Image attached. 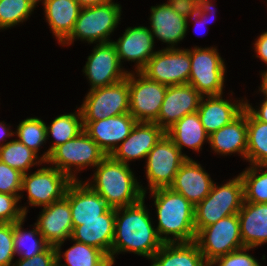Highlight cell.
Instances as JSON below:
<instances>
[{
	"mask_svg": "<svg viewBox=\"0 0 267 266\" xmlns=\"http://www.w3.org/2000/svg\"><path fill=\"white\" fill-rule=\"evenodd\" d=\"M217 51L214 47H194L190 50L191 68L188 84L205 98L223 94L226 68Z\"/></svg>",
	"mask_w": 267,
	"mask_h": 266,
	"instance_id": "cell-8",
	"label": "cell"
},
{
	"mask_svg": "<svg viewBox=\"0 0 267 266\" xmlns=\"http://www.w3.org/2000/svg\"><path fill=\"white\" fill-rule=\"evenodd\" d=\"M150 22L153 38L171 44L167 47L171 49L184 39L188 28V19L180 16L167 3L151 7Z\"/></svg>",
	"mask_w": 267,
	"mask_h": 266,
	"instance_id": "cell-24",
	"label": "cell"
},
{
	"mask_svg": "<svg viewBox=\"0 0 267 266\" xmlns=\"http://www.w3.org/2000/svg\"><path fill=\"white\" fill-rule=\"evenodd\" d=\"M17 139L29 149L38 153L40 146L47 140L46 124L37 117L26 118L17 126Z\"/></svg>",
	"mask_w": 267,
	"mask_h": 266,
	"instance_id": "cell-37",
	"label": "cell"
},
{
	"mask_svg": "<svg viewBox=\"0 0 267 266\" xmlns=\"http://www.w3.org/2000/svg\"><path fill=\"white\" fill-rule=\"evenodd\" d=\"M165 134L181 152L183 146L199 152L203 142L209 141V135L206 133L197 112L185 115L165 131Z\"/></svg>",
	"mask_w": 267,
	"mask_h": 266,
	"instance_id": "cell-29",
	"label": "cell"
},
{
	"mask_svg": "<svg viewBox=\"0 0 267 266\" xmlns=\"http://www.w3.org/2000/svg\"><path fill=\"white\" fill-rule=\"evenodd\" d=\"M212 3L210 0H197V12L205 13L206 15L210 12H214L212 9ZM214 14V13H213ZM207 19V16H206Z\"/></svg>",
	"mask_w": 267,
	"mask_h": 266,
	"instance_id": "cell-46",
	"label": "cell"
},
{
	"mask_svg": "<svg viewBox=\"0 0 267 266\" xmlns=\"http://www.w3.org/2000/svg\"><path fill=\"white\" fill-rule=\"evenodd\" d=\"M112 43L116 47L120 64L124 59L135 61L137 63L136 71H140L157 52L153 51L155 42L151 30L144 26L127 28L123 36Z\"/></svg>",
	"mask_w": 267,
	"mask_h": 266,
	"instance_id": "cell-20",
	"label": "cell"
},
{
	"mask_svg": "<svg viewBox=\"0 0 267 266\" xmlns=\"http://www.w3.org/2000/svg\"><path fill=\"white\" fill-rule=\"evenodd\" d=\"M121 66L116 47L112 42L97 44L92 54L88 56L83 71L89 79L90 90L124 80L128 71L123 70Z\"/></svg>",
	"mask_w": 267,
	"mask_h": 266,
	"instance_id": "cell-14",
	"label": "cell"
},
{
	"mask_svg": "<svg viewBox=\"0 0 267 266\" xmlns=\"http://www.w3.org/2000/svg\"><path fill=\"white\" fill-rule=\"evenodd\" d=\"M256 57H259L267 64V31L262 33L254 43ZM267 74V70L262 74Z\"/></svg>",
	"mask_w": 267,
	"mask_h": 266,
	"instance_id": "cell-45",
	"label": "cell"
},
{
	"mask_svg": "<svg viewBox=\"0 0 267 266\" xmlns=\"http://www.w3.org/2000/svg\"><path fill=\"white\" fill-rule=\"evenodd\" d=\"M190 159L165 134L146 157V176L150 191L168 188L181 165Z\"/></svg>",
	"mask_w": 267,
	"mask_h": 266,
	"instance_id": "cell-10",
	"label": "cell"
},
{
	"mask_svg": "<svg viewBox=\"0 0 267 266\" xmlns=\"http://www.w3.org/2000/svg\"><path fill=\"white\" fill-rule=\"evenodd\" d=\"M261 86L267 91V74L262 76V84Z\"/></svg>",
	"mask_w": 267,
	"mask_h": 266,
	"instance_id": "cell-51",
	"label": "cell"
},
{
	"mask_svg": "<svg viewBox=\"0 0 267 266\" xmlns=\"http://www.w3.org/2000/svg\"><path fill=\"white\" fill-rule=\"evenodd\" d=\"M263 168L267 165H251L239 174L244 184L245 202L267 203V170Z\"/></svg>",
	"mask_w": 267,
	"mask_h": 266,
	"instance_id": "cell-33",
	"label": "cell"
},
{
	"mask_svg": "<svg viewBox=\"0 0 267 266\" xmlns=\"http://www.w3.org/2000/svg\"><path fill=\"white\" fill-rule=\"evenodd\" d=\"M136 122L130 113H124L98 121H83V125L89 137L109 156L130 134Z\"/></svg>",
	"mask_w": 267,
	"mask_h": 266,
	"instance_id": "cell-16",
	"label": "cell"
},
{
	"mask_svg": "<svg viewBox=\"0 0 267 266\" xmlns=\"http://www.w3.org/2000/svg\"><path fill=\"white\" fill-rule=\"evenodd\" d=\"M213 182L202 166L190 158L181 165L170 188L196 206L210 193Z\"/></svg>",
	"mask_w": 267,
	"mask_h": 266,
	"instance_id": "cell-21",
	"label": "cell"
},
{
	"mask_svg": "<svg viewBox=\"0 0 267 266\" xmlns=\"http://www.w3.org/2000/svg\"><path fill=\"white\" fill-rule=\"evenodd\" d=\"M151 266H209L195 242L163 243Z\"/></svg>",
	"mask_w": 267,
	"mask_h": 266,
	"instance_id": "cell-28",
	"label": "cell"
},
{
	"mask_svg": "<svg viewBox=\"0 0 267 266\" xmlns=\"http://www.w3.org/2000/svg\"><path fill=\"white\" fill-rule=\"evenodd\" d=\"M129 72V113L137 122H155L158 118L167 85L147 78L140 71Z\"/></svg>",
	"mask_w": 267,
	"mask_h": 266,
	"instance_id": "cell-12",
	"label": "cell"
},
{
	"mask_svg": "<svg viewBox=\"0 0 267 266\" xmlns=\"http://www.w3.org/2000/svg\"><path fill=\"white\" fill-rule=\"evenodd\" d=\"M22 175L19 170L0 161V192L21 196Z\"/></svg>",
	"mask_w": 267,
	"mask_h": 266,
	"instance_id": "cell-39",
	"label": "cell"
},
{
	"mask_svg": "<svg viewBox=\"0 0 267 266\" xmlns=\"http://www.w3.org/2000/svg\"><path fill=\"white\" fill-rule=\"evenodd\" d=\"M38 0H0V29L13 27L27 20Z\"/></svg>",
	"mask_w": 267,
	"mask_h": 266,
	"instance_id": "cell-36",
	"label": "cell"
},
{
	"mask_svg": "<svg viewBox=\"0 0 267 266\" xmlns=\"http://www.w3.org/2000/svg\"><path fill=\"white\" fill-rule=\"evenodd\" d=\"M238 218L244 247L255 248L267 243V203L244 201Z\"/></svg>",
	"mask_w": 267,
	"mask_h": 266,
	"instance_id": "cell-25",
	"label": "cell"
},
{
	"mask_svg": "<svg viewBox=\"0 0 267 266\" xmlns=\"http://www.w3.org/2000/svg\"><path fill=\"white\" fill-rule=\"evenodd\" d=\"M93 184L85 182L93 191L105 199L110 208H122L140 202L146 194L139 185L129 164L106 156L97 166Z\"/></svg>",
	"mask_w": 267,
	"mask_h": 266,
	"instance_id": "cell-3",
	"label": "cell"
},
{
	"mask_svg": "<svg viewBox=\"0 0 267 266\" xmlns=\"http://www.w3.org/2000/svg\"><path fill=\"white\" fill-rule=\"evenodd\" d=\"M215 184L194 208L196 233L226 216L238 214L242 208L244 184L240 175L219 187Z\"/></svg>",
	"mask_w": 267,
	"mask_h": 266,
	"instance_id": "cell-4",
	"label": "cell"
},
{
	"mask_svg": "<svg viewBox=\"0 0 267 266\" xmlns=\"http://www.w3.org/2000/svg\"><path fill=\"white\" fill-rule=\"evenodd\" d=\"M167 4L188 20L197 12V0H169Z\"/></svg>",
	"mask_w": 267,
	"mask_h": 266,
	"instance_id": "cell-43",
	"label": "cell"
},
{
	"mask_svg": "<svg viewBox=\"0 0 267 266\" xmlns=\"http://www.w3.org/2000/svg\"><path fill=\"white\" fill-rule=\"evenodd\" d=\"M245 102L231 103L222 95L202 97L197 110L199 119L208 135L236 119L244 110Z\"/></svg>",
	"mask_w": 267,
	"mask_h": 266,
	"instance_id": "cell-23",
	"label": "cell"
},
{
	"mask_svg": "<svg viewBox=\"0 0 267 266\" xmlns=\"http://www.w3.org/2000/svg\"><path fill=\"white\" fill-rule=\"evenodd\" d=\"M38 158L37 153L17 139L0 144V161L19 170L23 174L27 173L30 167L38 163H46L41 157L40 159Z\"/></svg>",
	"mask_w": 267,
	"mask_h": 266,
	"instance_id": "cell-32",
	"label": "cell"
},
{
	"mask_svg": "<svg viewBox=\"0 0 267 266\" xmlns=\"http://www.w3.org/2000/svg\"><path fill=\"white\" fill-rule=\"evenodd\" d=\"M165 135L155 122H136L130 134L110 155L115 161L128 164L130 160L147 157L150 150Z\"/></svg>",
	"mask_w": 267,
	"mask_h": 266,
	"instance_id": "cell-18",
	"label": "cell"
},
{
	"mask_svg": "<svg viewBox=\"0 0 267 266\" xmlns=\"http://www.w3.org/2000/svg\"><path fill=\"white\" fill-rule=\"evenodd\" d=\"M111 0H77V2L80 4V6L83 7H89L93 5H101L110 2Z\"/></svg>",
	"mask_w": 267,
	"mask_h": 266,
	"instance_id": "cell-47",
	"label": "cell"
},
{
	"mask_svg": "<svg viewBox=\"0 0 267 266\" xmlns=\"http://www.w3.org/2000/svg\"><path fill=\"white\" fill-rule=\"evenodd\" d=\"M63 253L66 264L60 266H112L109 257L100 249L75 241Z\"/></svg>",
	"mask_w": 267,
	"mask_h": 266,
	"instance_id": "cell-34",
	"label": "cell"
},
{
	"mask_svg": "<svg viewBox=\"0 0 267 266\" xmlns=\"http://www.w3.org/2000/svg\"><path fill=\"white\" fill-rule=\"evenodd\" d=\"M260 91L263 92L265 99L259 107L255 110L248 102L245 101V108L259 121L267 123V91L261 86Z\"/></svg>",
	"mask_w": 267,
	"mask_h": 266,
	"instance_id": "cell-44",
	"label": "cell"
},
{
	"mask_svg": "<svg viewBox=\"0 0 267 266\" xmlns=\"http://www.w3.org/2000/svg\"><path fill=\"white\" fill-rule=\"evenodd\" d=\"M20 198L21 196L0 192V223H16L26 218V206H17Z\"/></svg>",
	"mask_w": 267,
	"mask_h": 266,
	"instance_id": "cell-38",
	"label": "cell"
},
{
	"mask_svg": "<svg viewBox=\"0 0 267 266\" xmlns=\"http://www.w3.org/2000/svg\"><path fill=\"white\" fill-rule=\"evenodd\" d=\"M145 196L134 205L115 209L114 239L111 248L112 266L116 253L132 251L151 259L163 244L152 226L150 214L144 205Z\"/></svg>",
	"mask_w": 267,
	"mask_h": 266,
	"instance_id": "cell-1",
	"label": "cell"
},
{
	"mask_svg": "<svg viewBox=\"0 0 267 266\" xmlns=\"http://www.w3.org/2000/svg\"><path fill=\"white\" fill-rule=\"evenodd\" d=\"M17 263L11 266H54L57 263L55 247L49 245L44 251L29 259L19 258Z\"/></svg>",
	"mask_w": 267,
	"mask_h": 266,
	"instance_id": "cell-42",
	"label": "cell"
},
{
	"mask_svg": "<svg viewBox=\"0 0 267 266\" xmlns=\"http://www.w3.org/2000/svg\"><path fill=\"white\" fill-rule=\"evenodd\" d=\"M121 17L120 4L112 2L83 7L76 20L71 35L62 43L70 45L75 39L88 43H109V35L119 24Z\"/></svg>",
	"mask_w": 267,
	"mask_h": 266,
	"instance_id": "cell-5",
	"label": "cell"
},
{
	"mask_svg": "<svg viewBox=\"0 0 267 266\" xmlns=\"http://www.w3.org/2000/svg\"><path fill=\"white\" fill-rule=\"evenodd\" d=\"M206 14L205 13H199V12H196V14L195 15H193L191 18L192 19H195L196 20V22H198V25L200 24V25H202L203 24V22L206 24V21H205V19H206ZM199 19H201L200 21H199ZM204 20V21H203ZM207 20V19H206ZM203 21V22H202ZM202 23V24H201ZM203 26V25H202Z\"/></svg>",
	"mask_w": 267,
	"mask_h": 266,
	"instance_id": "cell-49",
	"label": "cell"
},
{
	"mask_svg": "<svg viewBox=\"0 0 267 266\" xmlns=\"http://www.w3.org/2000/svg\"><path fill=\"white\" fill-rule=\"evenodd\" d=\"M202 95L190 84L170 85L155 123L167 131L185 115L196 113Z\"/></svg>",
	"mask_w": 267,
	"mask_h": 266,
	"instance_id": "cell-15",
	"label": "cell"
},
{
	"mask_svg": "<svg viewBox=\"0 0 267 266\" xmlns=\"http://www.w3.org/2000/svg\"><path fill=\"white\" fill-rule=\"evenodd\" d=\"M36 225L44 240L52 246H60L71 238L73 222L68 199H62L43 207Z\"/></svg>",
	"mask_w": 267,
	"mask_h": 266,
	"instance_id": "cell-17",
	"label": "cell"
},
{
	"mask_svg": "<svg viewBox=\"0 0 267 266\" xmlns=\"http://www.w3.org/2000/svg\"><path fill=\"white\" fill-rule=\"evenodd\" d=\"M209 143L221 155L240 153L246 159L247 152V109L232 122L209 135Z\"/></svg>",
	"mask_w": 267,
	"mask_h": 266,
	"instance_id": "cell-26",
	"label": "cell"
},
{
	"mask_svg": "<svg viewBox=\"0 0 267 266\" xmlns=\"http://www.w3.org/2000/svg\"><path fill=\"white\" fill-rule=\"evenodd\" d=\"M190 68V49L164 48L157 51L140 72L155 82L170 86L188 84Z\"/></svg>",
	"mask_w": 267,
	"mask_h": 266,
	"instance_id": "cell-11",
	"label": "cell"
},
{
	"mask_svg": "<svg viewBox=\"0 0 267 266\" xmlns=\"http://www.w3.org/2000/svg\"><path fill=\"white\" fill-rule=\"evenodd\" d=\"M157 211L158 237L163 243H189L194 242L195 206L183 195L170 187L151 191ZM165 235V236H163ZM168 235L173 236L167 237Z\"/></svg>",
	"mask_w": 267,
	"mask_h": 266,
	"instance_id": "cell-2",
	"label": "cell"
},
{
	"mask_svg": "<svg viewBox=\"0 0 267 266\" xmlns=\"http://www.w3.org/2000/svg\"><path fill=\"white\" fill-rule=\"evenodd\" d=\"M107 155L98 146V144L82 131L78 136L64 144L56 147L46 161L54 165L56 169L62 171L72 180H78L72 168L75 166L76 171H80L84 167H96Z\"/></svg>",
	"mask_w": 267,
	"mask_h": 266,
	"instance_id": "cell-6",
	"label": "cell"
},
{
	"mask_svg": "<svg viewBox=\"0 0 267 266\" xmlns=\"http://www.w3.org/2000/svg\"><path fill=\"white\" fill-rule=\"evenodd\" d=\"M115 209L109 208L103 219L82 221L73 227L71 240L102 250L111 262V248L114 239Z\"/></svg>",
	"mask_w": 267,
	"mask_h": 266,
	"instance_id": "cell-22",
	"label": "cell"
},
{
	"mask_svg": "<svg viewBox=\"0 0 267 266\" xmlns=\"http://www.w3.org/2000/svg\"><path fill=\"white\" fill-rule=\"evenodd\" d=\"M249 247H243L236 251H232L226 255L220 256L214 259L209 266H261L257 260L246 251H249Z\"/></svg>",
	"mask_w": 267,
	"mask_h": 266,
	"instance_id": "cell-41",
	"label": "cell"
},
{
	"mask_svg": "<svg viewBox=\"0 0 267 266\" xmlns=\"http://www.w3.org/2000/svg\"><path fill=\"white\" fill-rule=\"evenodd\" d=\"M14 256V223H0V266H11Z\"/></svg>",
	"mask_w": 267,
	"mask_h": 266,
	"instance_id": "cell-40",
	"label": "cell"
},
{
	"mask_svg": "<svg viewBox=\"0 0 267 266\" xmlns=\"http://www.w3.org/2000/svg\"><path fill=\"white\" fill-rule=\"evenodd\" d=\"M84 131L83 118L80 107L77 113L62 114L57 116L50 124L46 126L47 139L51 134L55 139L52 146L42 155V159L46 162L50 153L59 145L75 138Z\"/></svg>",
	"mask_w": 267,
	"mask_h": 266,
	"instance_id": "cell-30",
	"label": "cell"
},
{
	"mask_svg": "<svg viewBox=\"0 0 267 266\" xmlns=\"http://www.w3.org/2000/svg\"><path fill=\"white\" fill-rule=\"evenodd\" d=\"M41 1V0H38ZM44 14L53 35L63 43L73 32L81 6L77 0H42Z\"/></svg>",
	"mask_w": 267,
	"mask_h": 266,
	"instance_id": "cell-27",
	"label": "cell"
},
{
	"mask_svg": "<svg viewBox=\"0 0 267 266\" xmlns=\"http://www.w3.org/2000/svg\"><path fill=\"white\" fill-rule=\"evenodd\" d=\"M194 242L208 264L220 256L243 248L238 214L226 216L200 229Z\"/></svg>",
	"mask_w": 267,
	"mask_h": 266,
	"instance_id": "cell-7",
	"label": "cell"
},
{
	"mask_svg": "<svg viewBox=\"0 0 267 266\" xmlns=\"http://www.w3.org/2000/svg\"><path fill=\"white\" fill-rule=\"evenodd\" d=\"M250 165H267V123L257 120L247 110V152Z\"/></svg>",
	"mask_w": 267,
	"mask_h": 266,
	"instance_id": "cell-31",
	"label": "cell"
},
{
	"mask_svg": "<svg viewBox=\"0 0 267 266\" xmlns=\"http://www.w3.org/2000/svg\"><path fill=\"white\" fill-rule=\"evenodd\" d=\"M23 222L24 219L14 223V251L15 254L21 255L20 258L29 259L44 251L49 244L44 240L37 226L32 231H23Z\"/></svg>",
	"mask_w": 267,
	"mask_h": 266,
	"instance_id": "cell-35",
	"label": "cell"
},
{
	"mask_svg": "<svg viewBox=\"0 0 267 266\" xmlns=\"http://www.w3.org/2000/svg\"><path fill=\"white\" fill-rule=\"evenodd\" d=\"M72 181L53 166L41 167L30 175H22V191H27L29 205L45 207L62 199Z\"/></svg>",
	"mask_w": 267,
	"mask_h": 266,
	"instance_id": "cell-13",
	"label": "cell"
},
{
	"mask_svg": "<svg viewBox=\"0 0 267 266\" xmlns=\"http://www.w3.org/2000/svg\"><path fill=\"white\" fill-rule=\"evenodd\" d=\"M69 201L73 227L82 221L103 219V214L110 208L105 199L93 191L81 180H73L65 193Z\"/></svg>",
	"mask_w": 267,
	"mask_h": 266,
	"instance_id": "cell-19",
	"label": "cell"
},
{
	"mask_svg": "<svg viewBox=\"0 0 267 266\" xmlns=\"http://www.w3.org/2000/svg\"><path fill=\"white\" fill-rule=\"evenodd\" d=\"M80 110L83 121H98L129 113V72L118 83L90 90Z\"/></svg>",
	"mask_w": 267,
	"mask_h": 266,
	"instance_id": "cell-9",
	"label": "cell"
},
{
	"mask_svg": "<svg viewBox=\"0 0 267 266\" xmlns=\"http://www.w3.org/2000/svg\"><path fill=\"white\" fill-rule=\"evenodd\" d=\"M55 247V251L57 254V263L54 266H60V262H61V247L60 246H54Z\"/></svg>",
	"mask_w": 267,
	"mask_h": 266,
	"instance_id": "cell-50",
	"label": "cell"
},
{
	"mask_svg": "<svg viewBox=\"0 0 267 266\" xmlns=\"http://www.w3.org/2000/svg\"><path fill=\"white\" fill-rule=\"evenodd\" d=\"M13 135H14V132L10 131L9 127L6 128V126H4V122L3 123L0 122V140L4 141V140H6L4 138H7V137H10Z\"/></svg>",
	"mask_w": 267,
	"mask_h": 266,
	"instance_id": "cell-48",
	"label": "cell"
}]
</instances>
